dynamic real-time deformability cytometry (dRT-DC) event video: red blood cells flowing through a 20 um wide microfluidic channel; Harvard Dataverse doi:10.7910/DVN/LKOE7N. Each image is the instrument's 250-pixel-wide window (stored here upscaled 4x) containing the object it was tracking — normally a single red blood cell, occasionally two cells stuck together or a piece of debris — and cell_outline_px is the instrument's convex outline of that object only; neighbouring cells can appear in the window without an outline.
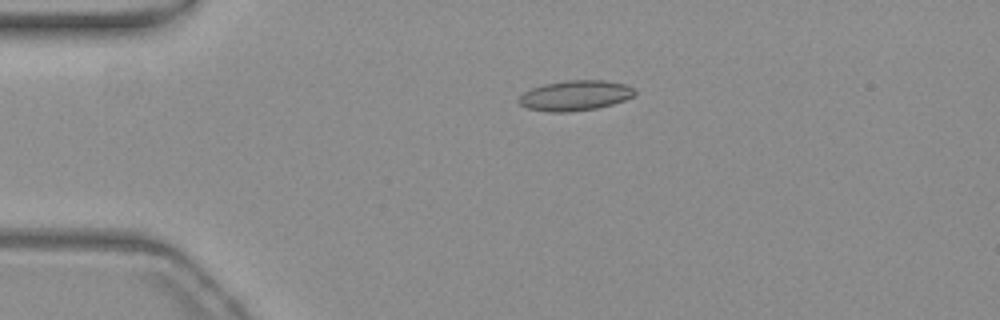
{"species": "common noctule bat (a hibernating species)", "species_latin": "Nyctalus noctula", "temperature_condition": "warm", "stored_images_in_passage": 46, "camera_frame_rate_fps": 3000, "um_per_image_px": 0.085, "animal": {"sex": "female", "body_mass_g": 19.3, "forearm_length_mm": 54.1}, "frame": {"image": 1, "passage_image": 3, "time_ms": 0.667, "image_size_px": [1000, 320], "cell_outline_px": [[636, 92], [632, 96], [624, 100], [612, 104], [596, 108], [568, 112], [548, 112], [528, 108], [520, 104], [516, 100], [524, 92], [532, 88], [544, 84], [564, 80], [604, 80], [624, 84], [632, 88]], "centroid_in_image_um": [48.85, 8.12], "position_along_channel_um": 36.1, "area_um2": 20.29}}
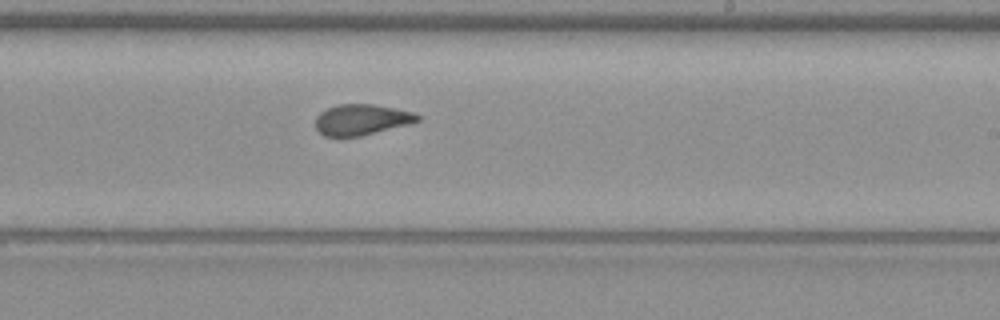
{"frame": {"image": 2, "passage_image": 24, "time_ms": 7.667, "image_size_px": [1000, 320], "cell_outline_px": [[420, 120], [412, 124], [360, 136], [324, 136], [316, 128], [316, 116], [320, 112], [336, 104], [372, 104], [412, 112], [420, 116]], "centroid_in_image_um": [30.74, 10.17], "position_along_channel_um": 258.3, "area_um2": 18.26}}
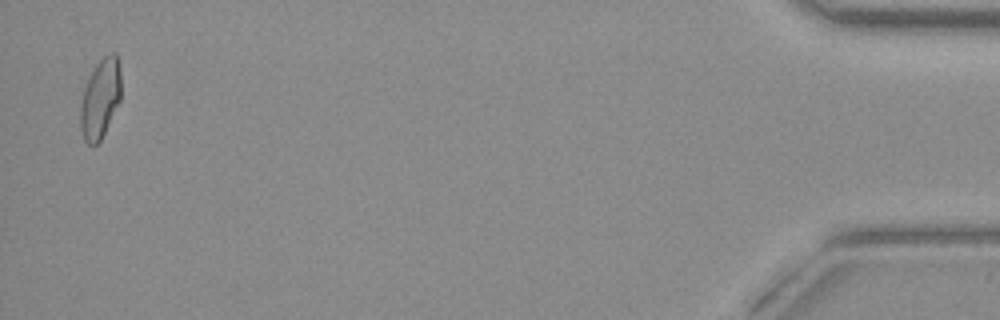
{"frame": {"image": 3, "passage_image": 45, "time_ms": 14.667, "image_size_px": [1000, 320], "cell_outline_px": [[120, 100], [100, 140], [96, 144], [88, 144], [84, 140], [80, 128], [80, 104], [84, 88], [88, 76], [96, 64], [104, 56], [112, 52], [116, 52], [120, 72]], "centroid_in_image_um": [8.5, 8.36], "position_along_channel_um": 426.7, "area_um2": 18.67}, "authors_computed_cell_mechanics": {"area_um2": 18.8428, "velocity_mm_per_s": 3.741, "shape_relaxation_time_tau1_ms": null, "shape_relaxation_time_tau2_ms": 1.2336, "deformation_change_tau1": null, "deformation_change_tau2": 0.0744}}